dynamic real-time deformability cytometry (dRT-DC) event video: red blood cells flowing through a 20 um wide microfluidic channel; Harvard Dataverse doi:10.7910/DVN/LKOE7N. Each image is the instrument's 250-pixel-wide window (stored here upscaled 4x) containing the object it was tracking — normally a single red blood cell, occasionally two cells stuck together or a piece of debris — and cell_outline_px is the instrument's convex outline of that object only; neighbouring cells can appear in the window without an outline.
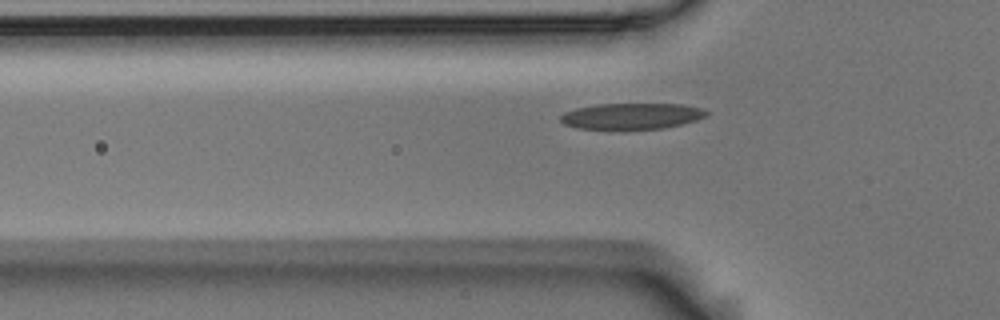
{"species": "Egyptian fruit bat (a non-hibernating species)", "species_latin": "Rousettus aegyptiacus", "temperature_condition": "room temperature", "stored_images_in_passage": 6, "segment_of_instrument_passage": [2, 2], "camera_frame_rate_fps": 3000, "um_per_image_px": 0.085, "animal": {"sex": "male"}, "frame": {"image": 1, "passage_image": 6, "time_ms": 1.667, "image_size_px": [1000, 320], "cell_outline_px": [[708, 112], [704, 116], [696, 120], [664, 128], [576, 128], [564, 124], [560, 120], [560, 116], [564, 112], [576, 108], [596, 104], [684, 104], [700, 108]], "centroid_in_image_um": [53.65, 9.85], "position_along_channel_um": 72.1, "area_um2": 21.73}}